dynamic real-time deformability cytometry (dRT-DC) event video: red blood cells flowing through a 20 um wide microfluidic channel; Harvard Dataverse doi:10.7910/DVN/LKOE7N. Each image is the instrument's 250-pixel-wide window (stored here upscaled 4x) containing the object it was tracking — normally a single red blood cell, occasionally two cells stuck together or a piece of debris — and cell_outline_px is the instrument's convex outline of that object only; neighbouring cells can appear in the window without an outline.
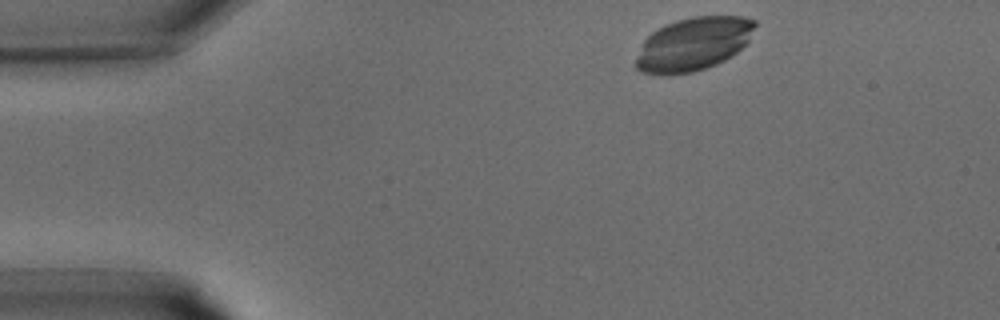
{"species": "common noctule bat (a hibernating species)", "species_latin": "Nyctalus noctula", "temperature_condition": "warm", "stored_images_in_passage": 28, "camera_frame_rate_fps": 3000, "um_per_image_px": 0.085, "animal": {"sex": "male", "body_mass_g": 15.6}, "frame": {"image": 1, "passage_image": 1, "time_ms": 0.0, "image_size_px": [1000, 320], "cell_outline_px": [[756, 24], [748, 40], [736, 52], [724, 60], [716, 64], [692, 72], [668, 76], [640, 72], [632, 64], [644, 40], [652, 32], [664, 24], [676, 20], [692, 16], [744, 16], [756, 20]], "centroid_in_image_um": [58.87, 3.75], "position_along_channel_um": 26.1, "area_um2": 37.22}}